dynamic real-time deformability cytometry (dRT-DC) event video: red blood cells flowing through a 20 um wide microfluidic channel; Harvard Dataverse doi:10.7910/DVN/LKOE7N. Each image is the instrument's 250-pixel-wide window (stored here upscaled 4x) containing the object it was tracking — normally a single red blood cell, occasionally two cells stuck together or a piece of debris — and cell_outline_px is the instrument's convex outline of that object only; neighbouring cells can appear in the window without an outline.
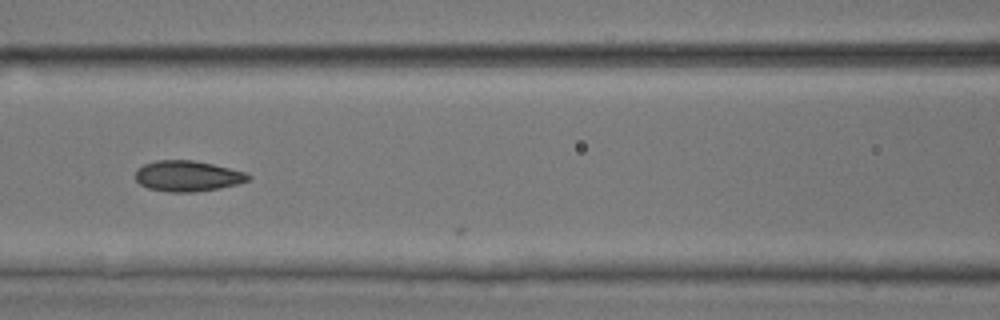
{"species": "common noctule bat (a hibernating species)", "species_latin": "Nyctalus noctula", "temperature_condition": "room temperature", "stored_images_in_passage": 23, "camera_frame_rate_fps": 3000, "um_per_image_px": 0.085, "animal": {"sex": "male", "body_mass_g": 17.9, "forearm_length_mm": 54.2}, "frame": {"image": 1, "passage_image": 22, "time_ms": 7.0, "image_size_px": [1000, 320], "cell_outline_px": [[252, 176], [248, 180], [236, 184], [220, 188], [196, 192], [168, 192], [148, 188], [140, 184], [136, 180], [136, 168], [144, 164], [156, 160], [192, 160], [212, 164], [248, 172]], "centroid_in_image_um": [15.94, 14.96], "position_along_channel_um": 150.7, "area_um2": 20.29}}